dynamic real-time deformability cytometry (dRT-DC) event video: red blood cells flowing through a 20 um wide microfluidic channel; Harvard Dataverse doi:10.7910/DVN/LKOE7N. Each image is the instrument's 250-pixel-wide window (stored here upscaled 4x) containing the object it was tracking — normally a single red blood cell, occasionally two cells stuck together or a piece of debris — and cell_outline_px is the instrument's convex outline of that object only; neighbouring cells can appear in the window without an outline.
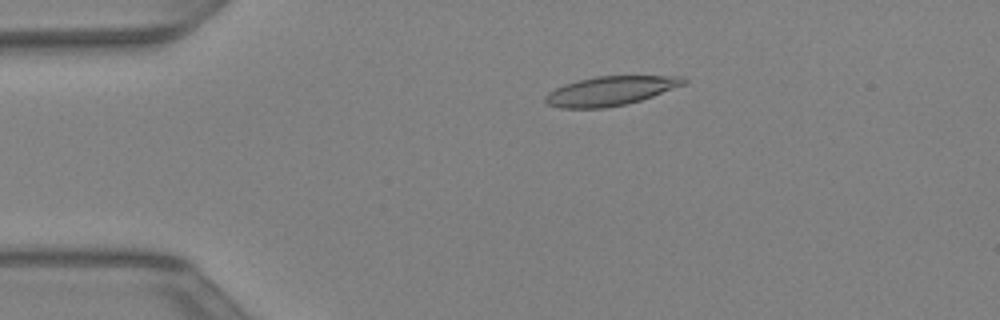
{"species": "Egyptian fruit bat (a non-hibernating species)", "species_latin": "Rousettus aegyptiacus", "temperature_condition": "warm", "stored_images_in_passage": 38, "camera_frame_rate_fps": 3000, "um_per_image_px": 0.085, "animal": {"sex": "female"}, "frame": {"image": 1, "passage_image": 4, "time_ms": 1.0, "image_size_px": [1000, 320], "cell_outline_px": [[688, 80], [684, 84], [652, 96], [640, 100], [624, 104], [604, 108], [560, 108], [548, 104], [544, 100], [544, 96], [548, 92], [564, 84], [576, 80], [596, 76], [684, 76]], "centroid_in_image_um": [51.85, 7.72], "position_along_channel_um": 33.2, "area_um2": 23.41}}
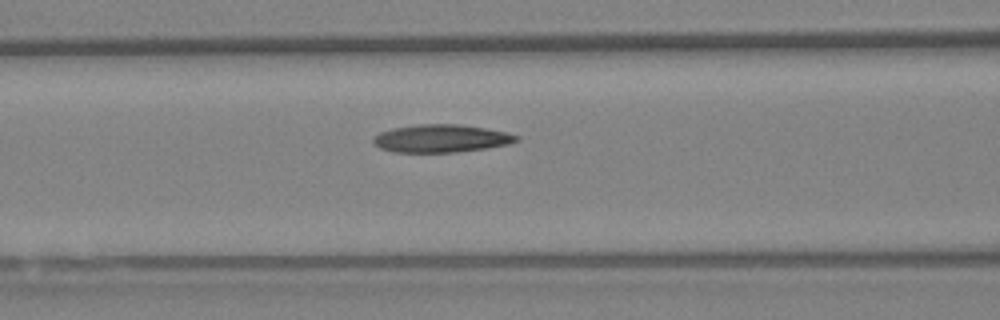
{"frame": {"image": 2, "passage_image": 13, "time_ms": 4.0, "image_size_px": [1000, 320], "cell_outline_px": [[520, 140], [508, 144], [488, 148], [456, 152], [392, 152], [380, 148], [372, 144], [372, 136], [380, 132], [392, 128], [420, 124], [460, 124], [508, 132], [520, 136]], "centroid_in_image_um": [37.48, 11.77], "position_along_channel_um": 129.1, "area_um2": 23.47}}
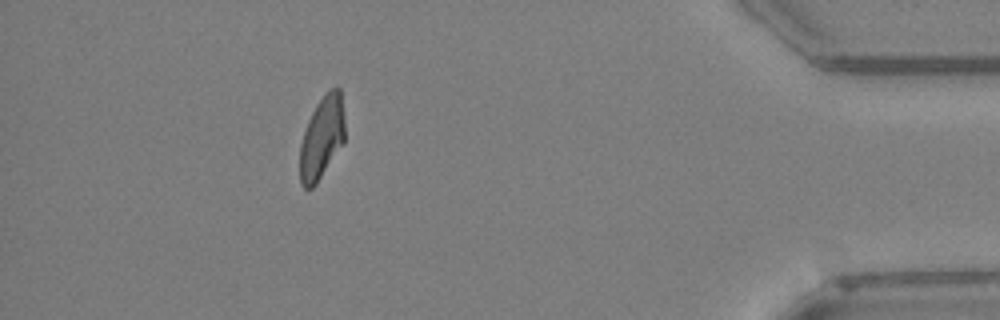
{"frame": {"image": 3, "passage_image": 34, "time_ms": 11.0, "image_size_px": [1000, 320], "cell_outline_px": [[344, 144], [316, 184], [312, 188], [304, 188], [300, 184], [300, 144], [308, 120], [316, 104], [324, 92], [332, 88], [340, 88], [344, 116]], "centroid_in_image_um": [27.36, 11.7], "position_along_channel_um": 407.8, "area_um2": 21.79}}